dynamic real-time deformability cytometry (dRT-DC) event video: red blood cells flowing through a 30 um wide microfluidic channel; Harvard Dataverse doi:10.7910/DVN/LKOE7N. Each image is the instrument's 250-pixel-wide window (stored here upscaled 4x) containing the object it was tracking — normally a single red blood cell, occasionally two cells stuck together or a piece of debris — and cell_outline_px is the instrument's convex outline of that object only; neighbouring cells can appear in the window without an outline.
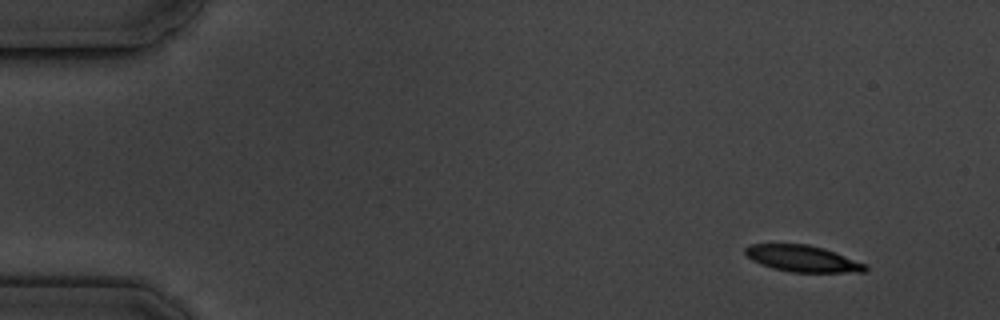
{"species": "common noctule bat (a hibernating species)", "species_latin": "Nyctalus noctula", "temperature_condition": "cold", "stored_images_in_passage": 9, "camera_frame_rate_fps": 3000, "um_per_image_px": 0.085, "animal": {"sex": "male", "body_mass_g": 19.5, "forearm_length_mm": 54.6}, "frame": {"image": 1, "passage_image": 1, "time_ms": 0.0, "image_size_px": [1000, 320], "cell_outline_px": [[868, 268], [864, 272], [792, 272], [772, 268], [760, 264], [752, 260], [744, 252], [744, 248], [748, 244], [808, 244], [824, 248], [868, 264]], "centroid_in_image_um": [68.23, 21.98], "position_along_channel_um": 16.8, "area_um2": 18.61}}
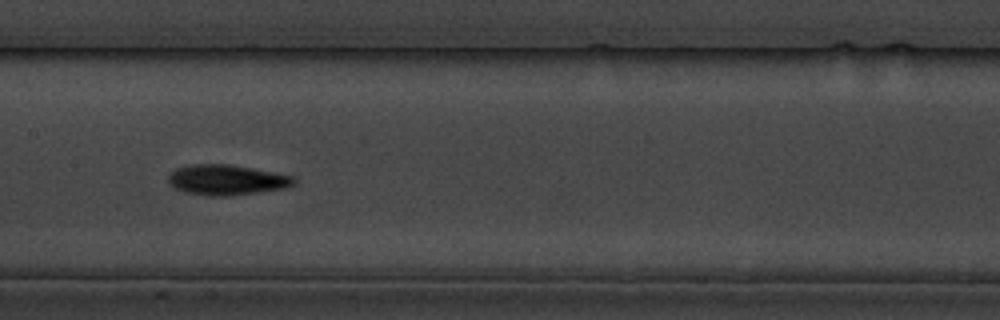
{"frame": {"image": 2, "passage_image": 8, "time_ms": 8.0, "image_size_px": [1000, 320], "cell_outline_px": [[296, 180], [292, 184], [284, 188], [228, 196], [208, 196], [184, 192], [168, 184], [168, 176], [176, 168], [192, 164], [228, 164], [252, 168], [292, 176]], "centroid_in_image_um": [19.2, 15.29], "position_along_channel_um": 188.2, "area_um2": 21.96}}